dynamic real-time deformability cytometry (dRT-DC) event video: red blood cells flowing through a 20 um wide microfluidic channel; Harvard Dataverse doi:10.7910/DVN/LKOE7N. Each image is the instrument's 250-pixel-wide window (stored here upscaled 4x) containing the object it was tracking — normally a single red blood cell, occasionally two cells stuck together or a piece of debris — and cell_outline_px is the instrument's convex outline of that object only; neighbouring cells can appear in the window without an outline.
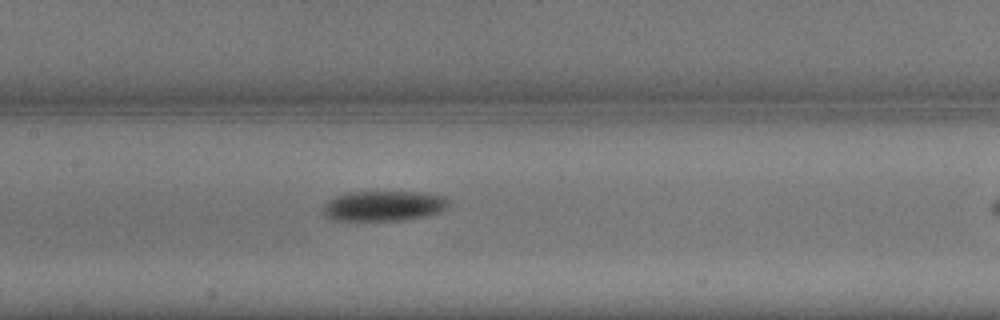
{"species": "common noctule bat (a hibernating species)", "species_latin": "Nyctalus noctula", "temperature_condition": "warm", "stored_images_in_passage": 8, "segment_of_instrument_passage": [1, 2], "camera_frame_rate_fps": 3000, "um_per_image_px": 0.085, "animal": {"sex": "male", "body_mass_g": 13.3}, "frame": {"image": 1, "passage_image": 7, "time_ms": 2.0, "image_size_px": [1000, 320], "cell_outline_px": [[448, 204], [440, 212], [424, 216], [400, 220], [332, 220], [324, 216], [324, 204], [328, 200], [344, 192], [424, 192], [444, 196], [448, 200]], "centroid_in_image_um": [32.58, 17.49], "position_along_channel_um": 174.8, "area_um2": 22.02}}